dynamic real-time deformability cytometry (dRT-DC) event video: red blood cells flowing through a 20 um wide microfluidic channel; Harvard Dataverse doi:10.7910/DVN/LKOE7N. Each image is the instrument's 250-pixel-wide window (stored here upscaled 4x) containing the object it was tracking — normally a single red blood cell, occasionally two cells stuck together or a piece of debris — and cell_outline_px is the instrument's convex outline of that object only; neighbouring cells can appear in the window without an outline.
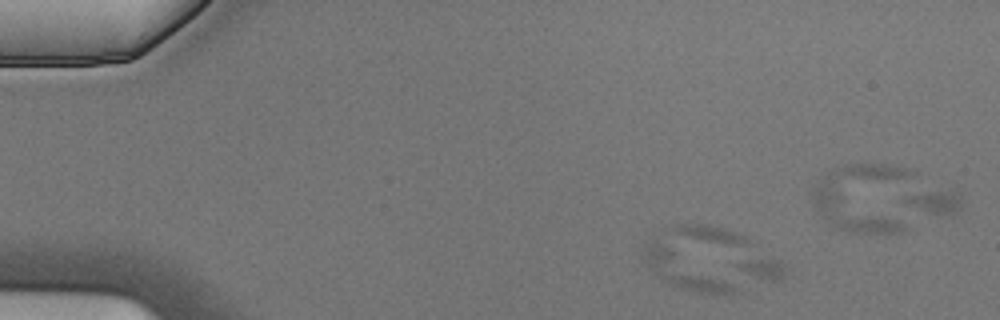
{"species": "Egyptian fruit bat (a non-hibernating species)", "species_latin": "Rousettus aegyptiacus", "temperature_condition": "cold", "stored_images_in_passage": 6, "camera_frame_rate_fps": 3000, "um_per_image_px": 0.085, "animal": {"sex": "male"}, "frame": {"image": 1, "passage_image": 2, "time_ms": 0.333, "image_size_px": [1000, 320], "cell_outline_px": [[740, 292], [728, 296], [692, 292], [680, 288], [664, 280], [648, 268], [640, 260], [640, 256], [644, 244], [652, 240], [664, 244], [740, 288]], "centroid_in_image_um": [58.13, 23.04], "position_along_channel_um": 26.9, "area_um2": 18.61}}